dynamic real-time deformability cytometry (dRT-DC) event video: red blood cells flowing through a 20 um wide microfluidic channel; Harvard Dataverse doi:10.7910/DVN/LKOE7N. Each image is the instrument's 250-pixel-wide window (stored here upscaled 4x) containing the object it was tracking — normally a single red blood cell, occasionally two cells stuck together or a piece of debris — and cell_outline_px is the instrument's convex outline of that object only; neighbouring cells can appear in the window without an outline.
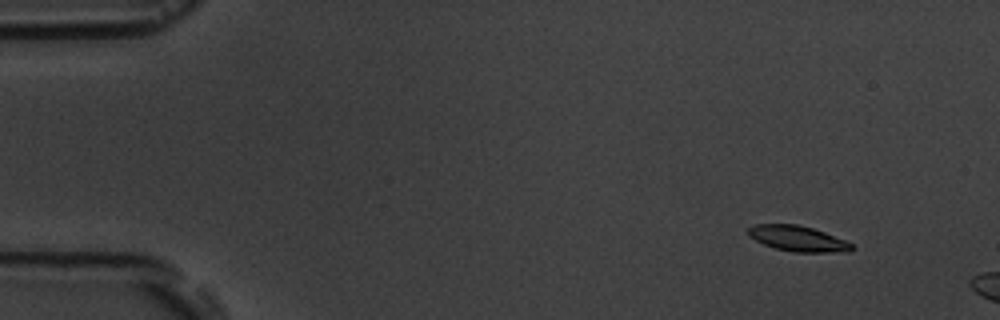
{"species": "common noctule bat (a hibernating species)", "species_latin": "Nyctalus noctula", "temperature_condition": "room temperature", "stored_images_in_passage": 4, "camera_frame_rate_fps": 3000, "um_per_image_px": 0.085, "animal": {"sex": "male", "body_mass_g": 19.5, "forearm_length_mm": 54.6}, "frame": {"image": 1, "passage_image": 1, "time_ms": 0.0, "image_size_px": [1000, 320], "cell_outline_px": [[856, 248], [848, 252], [796, 252], [776, 248], [764, 244], [748, 236], [748, 228], [752, 224], [796, 224], [812, 228], [824, 232], [844, 240], [852, 244]], "centroid_in_image_um": [67.82, 20.28], "position_along_channel_um": 17.2, "area_um2": 15.32}}